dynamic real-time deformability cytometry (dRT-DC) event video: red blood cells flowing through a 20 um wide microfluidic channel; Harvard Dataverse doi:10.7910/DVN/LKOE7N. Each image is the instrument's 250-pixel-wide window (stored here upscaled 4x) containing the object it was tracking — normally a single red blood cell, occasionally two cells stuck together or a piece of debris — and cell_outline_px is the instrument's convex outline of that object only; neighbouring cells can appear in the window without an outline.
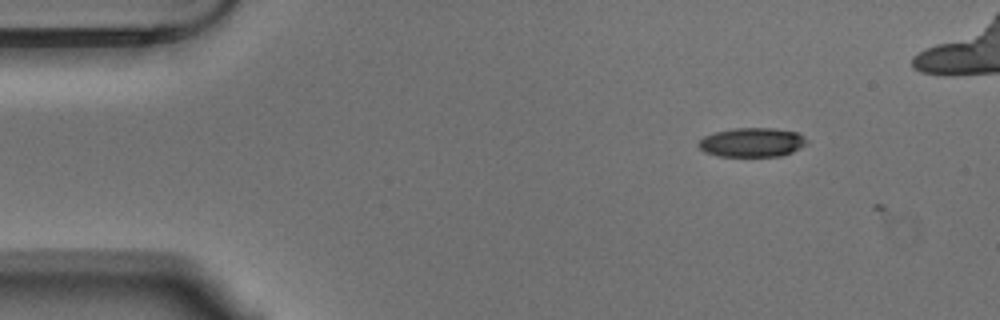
{"species": "Egyptian fruit bat (a non-hibernating species)", "species_latin": "Rousettus aegyptiacus", "temperature_condition": "warm", "stored_images_in_passage": 2, "camera_frame_rate_fps": 3000, "um_per_image_px": 0.085, "animal": {"sex": "male"}, "frame": {"image": 1, "passage_image": 1, "time_ms": 0.0, "image_size_px": [1000, 320], "cell_outline_px": [[808, 140], [800, 148], [792, 152], [780, 156], [720, 156], [704, 152], [696, 144], [704, 136], [716, 132], [732, 128], [772, 128], [796, 132], [804, 136]], "centroid_in_image_um": [63.91, 12.1], "position_along_channel_um": 21.1, "area_um2": 18.32}}